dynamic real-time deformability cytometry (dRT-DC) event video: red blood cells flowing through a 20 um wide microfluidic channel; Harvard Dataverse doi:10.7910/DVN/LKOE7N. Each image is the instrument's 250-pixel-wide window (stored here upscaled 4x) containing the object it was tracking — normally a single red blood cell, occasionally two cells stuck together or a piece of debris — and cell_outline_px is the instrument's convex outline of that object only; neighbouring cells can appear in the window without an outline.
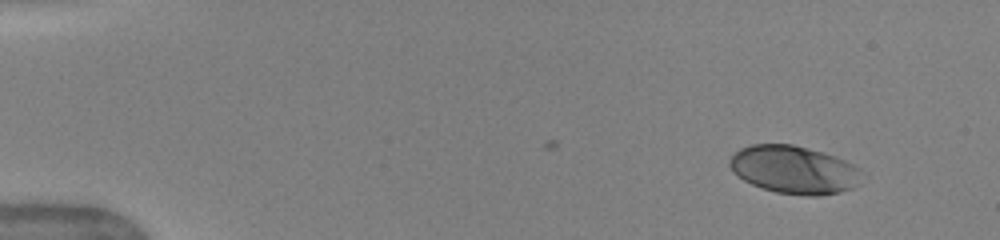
{"species": "human", "species_latin": "Homo sapiens", "temperature_condition": "warm", "stored_images_in_passage": 43, "camera_frame_rate_fps": 3000, "um_per_image_px": 0.085, "donor": {"sex": "female"}, "frame": {"image": 1, "passage_image": 1, "time_ms": 0.0, "image_size_px": [1000, 240], "cell_outline_px": [[860, 184], [852, 188], [840, 192], [820, 196], [808, 196], [776, 192], [752, 184], [744, 180], [728, 164], [728, 160], [740, 148], [752, 144], [792, 144], [824, 152], [836, 156], [860, 168]], "centroid_in_image_um": [67.52, 14.42], "position_along_channel_um": 17.5, "area_um2": 36.82}}
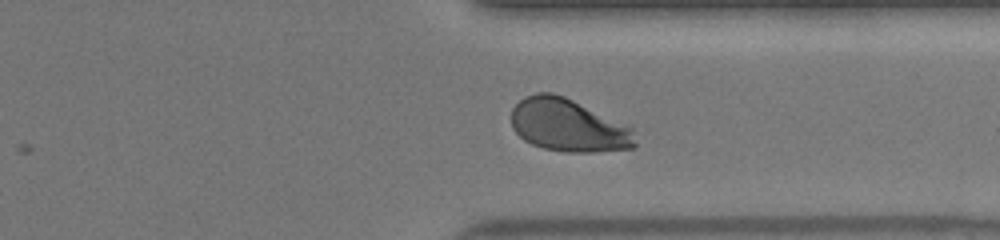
{"frame": {"image": 2, "passage_image": 31, "time_ms": 11.667, "image_size_px": [1000, 240], "cell_outline_px": [[636, 148], [592, 152], [568, 152], [544, 148], [532, 144], [524, 140], [512, 128], [512, 108], [524, 96], [536, 92], [552, 92], [564, 96], [628, 124], [632, 128], [636, 144]], "centroid_in_image_um": [48.32, 10.65], "position_along_channel_um": 363.1, "area_um2": 38.32}}
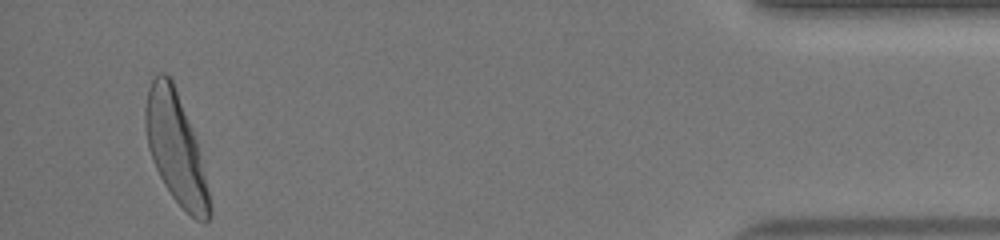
{"frame": {"image": 3, "passage_image": 41, "time_ms": 14.667, "image_size_px": [1000, 240], "cell_outline_px": [[212, 216], [204, 224], [196, 220], [172, 196], [164, 184], [152, 160], [148, 148], [144, 124], [144, 108], [148, 88], [152, 80], [160, 72], [164, 72], [172, 80], [196, 140], [212, 208]], "centroid_in_image_um": [14.91, 12.61], "position_along_channel_um": 420.3, "area_um2": 40.58}, "authors_computed_cell_mechanics": {"area_um2": 38.3214, "velocity_mm_per_s": 4.0042, "shape_relaxation_time_tau1_ms": 2.9281, "shape_relaxation_time_tau2_ms": null, "deformation_change_tau1": 0.1694, "deformation_change_tau2": null}}